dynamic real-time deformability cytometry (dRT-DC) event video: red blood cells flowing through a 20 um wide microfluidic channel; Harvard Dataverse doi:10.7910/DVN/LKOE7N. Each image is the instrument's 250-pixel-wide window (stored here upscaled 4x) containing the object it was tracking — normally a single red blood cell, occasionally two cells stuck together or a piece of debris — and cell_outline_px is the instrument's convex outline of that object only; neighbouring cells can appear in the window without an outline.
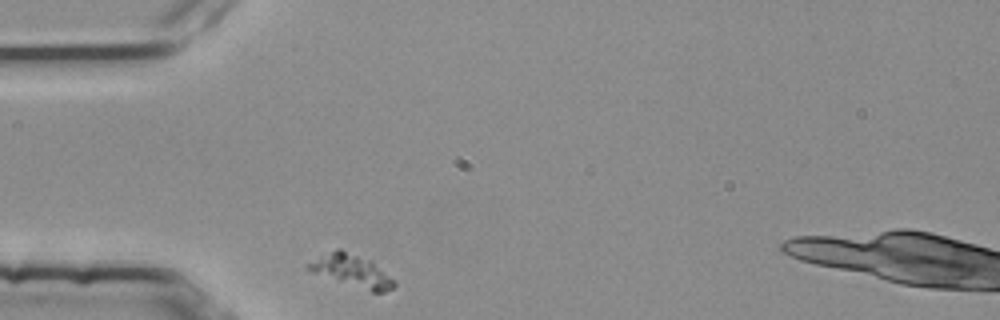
{"species": "common noctule bat (a hibernating species)", "species_latin": "Nyctalus noctula", "temperature_condition": "room temperature", "stored_images_in_passage": 2, "camera_frame_rate_fps": 3000, "um_per_image_px": 0.085, "animal": {"sex": "female", "body_mass_g": 25.1}, "frame": {"image": 1, "passage_image": 1, "time_ms": 0.0, "image_size_px": [1000, 320], "cell_outline_px": [[396, 284], [392, 288], [384, 292], [372, 292], [312, 272], [304, 268], [304, 264], [336, 248], [340, 248], [372, 260], [396, 280]], "centroid_in_image_um": [29.92, 23.0], "position_along_channel_um": 55.1, "area_um2": 16.3}}